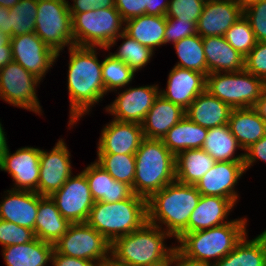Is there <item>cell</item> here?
Returning a JSON list of instances; mask_svg holds the SVG:
<instances>
[{"instance_id":"obj_11","label":"cell","mask_w":266,"mask_h":266,"mask_svg":"<svg viewBox=\"0 0 266 266\" xmlns=\"http://www.w3.org/2000/svg\"><path fill=\"white\" fill-rule=\"evenodd\" d=\"M40 81L34 74L12 61L0 69V98L8 104L40 114L41 107L35 88Z\"/></svg>"},{"instance_id":"obj_8","label":"cell","mask_w":266,"mask_h":266,"mask_svg":"<svg viewBox=\"0 0 266 266\" xmlns=\"http://www.w3.org/2000/svg\"><path fill=\"white\" fill-rule=\"evenodd\" d=\"M266 82L245 69L238 72L209 73L206 91L233 108H250L259 100Z\"/></svg>"},{"instance_id":"obj_54","label":"cell","mask_w":266,"mask_h":266,"mask_svg":"<svg viewBox=\"0 0 266 266\" xmlns=\"http://www.w3.org/2000/svg\"><path fill=\"white\" fill-rule=\"evenodd\" d=\"M253 108L266 121V87L264 88L259 100L255 103Z\"/></svg>"},{"instance_id":"obj_3","label":"cell","mask_w":266,"mask_h":266,"mask_svg":"<svg viewBox=\"0 0 266 266\" xmlns=\"http://www.w3.org/2000/svg\"><path fill=\"white\" fill-rule=\"evenodd\" d=\"M200 197L194 185L175 180L147 199V221L158 227L165 224L164 231L178 239L188 233L189 218Z\"/></svg>"},{"instance_id":"obj_37","label":"cell","mask_w":266,"mask_h":266,"mask_svg":"<svg viewBox=\"0 0 266 266\" xmlns=\"http://www.w3.org/2000/svg\"><path fill=\"white\" fill-rule=\"evenodd\" d=\"M38 0H20L9 9L12 37L35 31Z\"/></svg>"},{"instance_id":"obj_57","label":"cell","mask_w":266,"mask_h":266,"mask_svg":"<svg viewBox=\"0 0 266 266\" xmlns=\"http://www.w3.org/2000/svg\"><path fill=\"white\" fill-rule=\"evenodd\" d=\"M20 0H0V6L10 9L14 7Z\"/></svg>"},{"instance_id":"obj_24","label":"cell","mask_w":266,"mask_h":266,"mask_svg":"<svg viewBox=\"0 0 266 266\" xmlns=\"http://www.w3.org/2000/svg\"><path fill=\"white\" fill-rule=\"evenodd\" d=\"M207 62V75L216 72H238L244 70L243 57L224 36L202 37Z\"/></svg>"},{"instance_id":"obj_21","label":"cell","mask_w":266,"mask_h":266,"mask_svg":"<svg viewBox=\"0 0 266 266\" xmlns=\"http://www.w3.org/2000/svg\"><path fill=\"white\" fill-rule=\"evenodd\" d=\"M5 199L0 203V219L29 228L35 234V220L39 201L44 197L34 191L7 190Z\"/></svg>"},{"instance_id":"obj_13","label":"cell","mask_w":266,"mask_h":266,"mask_svg":"<svg viewBox=\"0 0 266 266\" xmlns=\"http://www.w3.org/2000/svg\"><path fill=\"white\" fill-rule=\"evenodd\" d=\"M13 61L40 80L60 55L48 47L35 32L11 37Z\"/></svg>"},{"instance_id":"obj_17","label":"cell","mask_w":266,"mask_h":266,"mask_svg":"<svg viewBox=\"0 0 266 266\" xmlns=\"http://www.w3.org/2000/svg\"><path fill=\"white\" fill-rule=\"evenodd\" d=\"M244 172V162H216L194 186L201 195L220 196L236 205L238 194L234 186Z\"/></svg>"},{"instance_id":"obj_31","label":"cell","mask_w":266,"mask_h":266,"mask_svg":"<svg viewBox=\"0 0 266 266\" xmlns=\"http://www.w3.org/2000/svg\"><path fill=\"white\" fill-rule=\"evenodd\" d=\"M208 128L197 125L187 116H184L162 138L164 145L176 156L189 149L202 148Z\"/></svg>"},{"instance_id":"obj_40","label":"cell","mask_w":266,"mask_h":266,"mask_svg":"<svg viewBox=\"0 0 266 266\" xmlns=\"http://www.w3.org/2000/svg\"><path fill=\"white\" fill-rule=\"evenodd\" d=\"M224 38L243 57H245L257 43L255 34L244 15L225 32Z\"/></svg>"},{"instance_id":"obj_2","label":"cell","mask_w":266,"mask_h":266,"mask_svg":"<svg viewBox=\"0 0 266 266\" xmlns=\"http://www.w3.org/2000/svg\"><path fill=\"white\" fill-rule=\"evenodd\" d=\"M148 221L130 234L111 243L110 263L114 266H157L170 261L176 247H166L169 233Z\"/></svg>"},{"instance_id":"obj_29","label":"cell","mask_w":266,"mask_h":266,"mask_svg":"<svg viewBox=\"0 0 266 266\" xmlns=\"http://www.w3.org/2000/svg\"><path fill=\"white\" fill-rule=\"evenodd\" d=\"M54 244L35 238L25 244L3 247V257L7 266H46L50 261Z\"/></svg>"},{"instance_id":"obj_36","label":"cell","mask_w":266,"mask_h":266,"mask_svg":"<svg viewBox=\"0 0 266 266\" xmlns=\"http://www.w3.org/2000/svg\"><path fill=\"white\" fill-rule=\"evenodd\" d=\"M97 163L103 167L115 180L134 184L136 161L135 154H97Z\"/></svg>"},{"instance_id":"obj_10","label":"cell","mask_w":266,"mask_h":266,"mask_svg":"<svg viewBox=\"0 0 266 266\" xmlns=\"http://www.w3.org/2000/svg\"><path fill=\"white\" fill-rule=\"evenodd\" d=\"M110 248L109 241L87 222L71 223L54 244V250L59 254L93 261L99 266L110 263Z\"/></svg>"},{"instance_id":"obj_15","label":"cell","mask_w":266,"mask_h":266,"mask_svg":"<svg viewBox=\"0 0 266 266\" xmlns=\"http://www.w3.org/2000/svg\"><path fill=\"white\" fill-rule=\"evenodd\" d=\"M40 153L39 148L23 147L11 154L8 148L1 157L0 170L8 172L13 177L14 190L38 193Z\"/></svg>"},{"instance_id":"obj_48","label":"cell","mask_w":266,"mask_h":266,"mask_svg":"<svg viewBox=\"0 0 266 266\" xmlns=\"http://www.w3.org/2000/svg\"><path fill=\"white\" fill-rule=\"evenodd\" d=\"M244 153V168L245 171L254 163L257 159L266 162V135L253 143Z\"/></svg>"},{"instance_id":"obj_14","label":"cell","mask_w":266,"mask_h":266,"mask_svg":"<svg viewBox=\"0 0 266 266\" xmlns=\"http://www.w3.org/2000/svg\"><path fill=\"white\" fill-rule=\"evenodd\" d=\"M66 143L60 139L55 147L40 153V175L38 181V194L51 196L59 190L67 179L72 175L70 152Z\"/></svg>"},{"instance_id":"obj_51","label":"cell","mask_w":266,"mask_h":266,"mask_svg":"<svg viewBox=\"0 0 266 266\" xmlns=\"http://www.w3.org/2000/svg\"><path fill=\"white\" fill-rule=\"evenodd\" d=\"M175 264L174 266H209L206 264H202L199 262L190 261L188 259H185L182 255H180L177 251L173 253L170 259V266L172 264Z\"/></svg>"},{"instance_id":"obj_52","label":"cell","mask_w":266,"mask_h":266,"mask_svg":"<svg viewBox=\"0 0 266 266\" xmlns=\"http://www.w3.org/2000/svg\"><path fill=\"white\" fill-rule=\"evenodd\" d=\"M0 30L12 37V31L9 29V9L0 6Z\"/></svg>"},{"instance_id":"obj_50","label":"cell","mask_w":266,"mask_h":266,"mask_svg":"<svg viewBox=\"0 0 266 266\" xmlns=\"http://www.w3.org/2000/svg\"><path fill=\"white\" fill-rule=\"evenodd\" d=\"M147 0V15L165 16L167 13L169 1Z\"/></svg>"},{"instance_id":"obj_59","label":"cell","mask_w":266,"mask_h":266,"mask_svg":"<svg viewBox=\"0 0 266 266\" xmlns=\"http://www.w3.org/2000/svg\"><path fill=\"white\" fill-rule=\"evenodd\" d=\"M157 266H170V261H167V262L160 264V265H157Z\"/></svg>"},{"instance_id":"obj_32","label":"cell","mask_w":266,"mask_h":266,"mask_svg":"<svg viewBox=\"0 0 266 266\" xmlns=\"http://www.w3.org/2000/svg\"><path fill=\"white\" fill-rule=\"evenodd\" d=\"M247 235L235 248L210 266H266V230L253 240H246Z\"/></svg>"},{"instance_id":"obj_35","label":"cell","mask_w":266,"mask_h":266,"mask_svg":"<svg viewBox=\"0 0 266 266\" xmlns=\"http://www.w3.org/2000/svg\"><path fill=\"white\" fill-rule=\"evenodd\" d=\"M180 61L175 65L184 69L201 72L207 76V62L202 37L195 34L174 43Z\"/></svg>"},{"instance_id":"obj_20","label":"cell","mask_w":266,"mask_h":266,"mask_svg":"<svg viewBox=\"0 0 266 266\" xmlns=\"http://www.w3.org/2000/svg\"><path fill=\"white\" fill-rule=\"evenodd\" d=\"M206 90V75L174 66L169 73L166 90L159 94L186 110L193 100Z\"/></svg>"},{"instance_id":"obj_5","label":"cell","mask_w":266,"mask_h":266,"mask_svg":"<svg viewBox=\"0 0 266 266\" xmlns=\"http://www.w3.org/2000/svg\"><path fill=\"white\" fill-rule=\"evenodd\" d=\"M133 193L148 199L176 180V156L161 139L144 138L135 152Z\"/></svg>"},{"instance_id":"obj_25","label":"cell","mask_w":266,"mask_h":266,"mask_svg":"<svg viewBox=\"0 0 266 266\" xmlns=\"http://www.w3.org/2000/svg\"><path fill=\"white\" fill-rule=\"evenodd\" d=\"M234 202L220 196L201 195L197 207L189 218L188 233L224 225Z\"/></svg>"},{"instance_id":"obj_38","label":"cell","mask_w":266,"mask_h":266,"mask_svg":"<svg viewBox=\"0 0 266 266\" xmlns=\"http://www.w3.org/2000/svg\"><path fill=\"white\" fill-rule=\"evenodd\" d=\"M118 38L125 39L126 41L120 45L116 53L112 54L115 58L127 64L134 72L147 65L153 56V50L151 48L142 45L124 32L116 40Z\"/></svg>"},{"instance_id":"obj_22","label":"cell","mask_w":266,"mask_h":266,"mask_svg":"<svg viewBox=\"0 0 266 266\" xmlns=\"http://www.w3.org/2000/svg\"><path fill=\"white\" fill-rule=\"evenodd\" d=\"M82 173L86 176L94 202L115 203L134 194L130 185L115 180L96 161L88 165Z\"/></svg>"},{"instance_id":"obj_34","label":"cell","mask_w":266,"mask_h":266,"mask_svg":"<svg viewBox=\"0 0 266 266\" xmlns=\"http://www.w3.org/2000/svg\"><path fill=\"white\" fill-rule=\"evenodd\" d=\"M236 138L231 133L228 124L208 128L202 149L216 162H244V154L235 155L239 148Z\"/></svg>"},{"instance_id":"obj_44","label":"cell","mask_w":266,"mask_h":266,"mask_svg":"<svg viewBox=\"0 0 266 266\" xmlns=\"http://www.w3.org/2000/svg\"><path fill=\"white\" fill-rule=\"evenodd\" d=\"M244 69L266 82V42H257L245 56Z\"/></svg>"},{"instance_id":"obj_19","label":"cell","mask_w":266,"mask_h":266,"mask_svg":"<svg viewBox=\"0 0 266 266\" xmlns=\"http://www.w3.org/2000/svg\"><path fill=\"white\" fill-rule=\"evenodd\" d=\"M243 16V7L234 0H209L205 2L197 23L201 37L224 36L225 32Z\"/></svg>"},{"instance_id":"obj_27","label":"cell","mask_w":266,"mask_h":266,"mask_svg":"<svg viewBox=\"0 0 266 266\" xmlns=\"http://www.w3.org/2000/svg\"><path fill=\"white\" fill-rule=\"evenodd\" d=\"M228 126L242 150H247L266 135V121L253 107L233 108Z\"/></svg>"},{"instance_id":"obj_46","label":"cell","mask_w":266,"mask_h":266,"mask_svg":"<svg viewBox=\"0 0 266 266\" xmlns=\"http://www.w3.org/2000/svg\"><path fill=\"white\" fill-rule=\"evenodd\" d=\"M115 8L124 21L147 15V0H115Z\"/></svg>"},{"instance_id":"obj_28","label":"cell","mask_w":266,"mask_h":266,"mask_svg":"<svg viewBox=\"0 0 266 266\" xmlns=\"http://www.w3.org/2000/svg\"><path fill=\"white\" fill-rule=\"evenodd\" d=\"M70 222L57 209L56 203L50 196H44L39 201L35 220V237L55 244L68 230Z\"/></svg>"},{"instance_id":"obj_7","label":"cell","mask_w":266,"mask_h":266,"mask_svg":"<svg viewBox=\"0 0 266 266\" xmlns=\"http://www.w3.org/2000/svg\"><path fill=\"white\" fill-rule=\"evenodd\" d=\"M70 14L74 46L109 50L111 45L113 47L116 44V38L124 32V20L115 7Z\"/></svg>"},{"instance_id":"obj_60","label":"cell","mask_w":266,"mask_h":266,"mask_svg":"<svg viewBox=\"0 0 266 266\" xmlns=\"http://www.w3.org/2000/svg\"><path fill=\"white\" fill-rule=\"evenodd\" d=\"M104 266H114V265H112L111 263H108V264H106Z\"/></svg>"},{"instance_id":"obj_18","label":"cell","mask_w":266,"mask_h":266,"mask_svg":"<svg viewBox=\"0 0 266 266\" xmlns=\"http://www.w3.org/2000/svg\"><path fill=\"white\" fill-rule=\"evenodd\" d=\"M144 138L141 124L113 119L101 132L97 154H135Z\"/></svg>"},{"instance_id":"obj_16","label":"cell","mask_w":266,"mask_h":266,"mask_svg":"<svg viewBox=\"0 0 266 266\" xmlns=\"http://www.w3.org/2000/svg\"><path fill=\"white\" fill-rule=\"evenodd\" d=\"M159 91L157 85L129 88L118 93L106 111L115 116L114 120L141 124L159 96Z\"/></svg>"},{"instance_id":"obj_55","label":"cell","mask_w":266,"mask_h":266,"mask_svg":"<svg viewBox=\"0 0 266 266\" xmlns=\"http://www.w3.org/2000/svg\"><path fill=\"white\" fill-rule=\"evenodd\" d=\"M5 132L0 123V159L5 154L6 150L9 148L6 142Z\"/></svg>"},{"instance_id":"obj_47","label":"cell","mask_w":266,"mask_h":266,"mask_svg":"<svg viewBox=\"0 0 266 266\" xmlns=\"http://www.w3.org/2000/svg\"><path fill=\"white\" fill-rule=\"evenodd\" d=\"M73 2V6L68 3L70 13H82L115 7V0H73Z\"/></svg>"},{"instance_id":"obj_58","label":"cell","mask_w":266,"mask_h":266,"mask_svg":"<svg viewBox=\"0 0 266 266\" xmlns=\"http://www.w3.org/2000/svg\"><path fill=\"white\" fill-rule=\"evenodd\" d=\"M238 5L245 7L246 5L256 1V0H234Z\"/></svg>"},{"instance_id":"obj_6","label":"cell","mask_w":266,"mask_h":266,"mask_svg":"<svg viewBox=\"0 0 266 266\" xmlns=\"http://www.w3.org/2000/svg\"><path fill=\"white\" fill-rule=\"evenodd\" d=\"M147 222V199L130 198L108 203L94 202L87 223L111 244L115 239L141 228Z\"/></svg>"},{"instance_id":"obj_1","label":"cell","mask_w":266,"mask_h":266,"mask_svg":"<svg viewBox=\"0 0 266 266\" xmlns=\"http://www.w3.org/2000/svg\"><path fill=\"white\" fill-rule=\"evenodd\" d=\"M68 91L70 102L69 125H74L90 107L106 94L102 80V61L96 47H69Z\"/></svg>"},{"instance_id":"obj_12","label":"cell","mask_w":266,"mask_h":266,"mask_svg":"<svg viewBox=\"0 0 266 266\" xmlns=\"http://www.w3.org/2000/svg\"><path fill=\"white\" fill-rule=\"evenodd\" d=\"M50 197L56 203L61 215L70 223L87 222L94 205L89 184L82 172L74 177L71 175Z\"/></svg>"},{"instance_id":"obj_30","label":"cell","mask_w":266,"mask_h":266,"mask_svg":"<svg viewBox=\"0 0 266 266\" xmlns=\"http://www.w3.org/2000/svg\"><path fill=\"white\" fill-rule=\"evenodd\" d=\"M124 33L151 48L164 44L166 16L141 15L124 21Z\"/></svg>"},{"instance_id":"obj_23","label":"cell","mask_w":266,"mask_h":266,"mask_svg":"<svg viewBox=\"0 0 266 266\" xmlns=\"http://www.w3.org/2000/svg\"><path fill=\"white\" fill-rule=\"evenodd\" d=\"M184 116L186 112L181 106L166 100L159 94L141 123L144 137L162 140Z\"/></svg>"},{"instance_id":"obj_4","label":"cell","mask_w":266,"mask_h":266,"mask_svg":"<svg viewBox=\"0 0 266 266\" xmlns=\"http://www.w3.org/2000/svg\"><path fill=\"white\" fill-rule=\"evenodd\" d=\"M247 220L236 219L206 230L183 233L177 241L176 251L185 259L211 265L229 254L243 239L246 232Z\"/></svg>"},{"instance_id":"obj_9","label":"cell","mask_w":266,"mask_h":266,"mask_svg":"<svg viewBox=\"0 0 266 266\" xmlns=\"http://www.w3.org/2000/svg\"><path fill=\"white\" fill-rule=\"evenodd\" d=\"M34 32L56 53H60L65 46H74L68 1L38 0Z\"/></svg>"},{"instance_id":"obj_49","label":"cell","mask_w":266,"mask_h":266,"mask_svg":"<svg viewBox=\"0 0 266 266\" xmlns=\"http://www.w3.org/2000/svg\"><path fill=\"white\" fill-rule=\"evenodd\" d=\"M51 262L53 266H99L93 261L69 257L59 254L55 250H53Z\"/></svg>"},{"instance_id":"obj_33","label":"cell","mask_w":266,"mask_h":266,"mask_svg":"<svg viewBox=\"0 0 266 266\" xmlns=\"http://www.w3.org/2000/svg\"><path fill=\"white\" fill-rule=\"evenodd\" d=\"M215 163L202 148L181 151L176 155V181L195 185Z\"/></svg>"},{"instance_id":"obj_26","label":"cell","mask_w":266,"mask_h":266,"mask_svg":"<svg viewBox=\"0 0 266 266\" xmlns=\"http://www.w3.org/2000/svg\"><path fill=\"white\" fill-rule=\"evenodd\" d=\"M232 108L211 95L208 91L200 93L185 110L186 116L205 128L228 124Z\"/></svg>"},{"instance_id":"obj_41","label":"cell","mask_w":266,"mask_h":266,"mask_svg":"<svg viewBox=\"0 0 266 266\" xmlns=\"http://www.w3.org/2000/svg\"><path fill=\"white\" fill-rule=\"evenodd\" d=\"M205 1L201 0H171L169 1L166 18L198 23Z\"/></svg>"},{"instance_id":"obj_53","label":"cell","mask_w":266,"mask_h":266,"mask_svg":"<svg viewBox=\"0 0 266 266\" xmlns=\"http://www.w3.org/2000/svg\"><path fill=\"white\" fill-rule=\"evenodd\" d=\"M13 61L11 45L0 47V69Z\"/></svg>"},{"instance_id":"obj_56","label":"cell","mask_w":266,"mask_h":266,"mask_svg":"<svg viewBox=\"0 0 266 266\" xmlns=\"http://www.w3.org/2000/svg\"><path fill=\"white\" fill-rule=\"evenodd\" d=\"M4 45H11V36L0 30V47Z\"/></svg>"},{"instance_id":"obj_42","label":"cell","mask_w":266,"mask_h":266,"mask_svg":"<svg viewBox=\"0 0 266 266\" xmlns=\"http://www.w3.org/2000/svg\"><path fill=\"white\" fill-rule=\"evenodd\" d=\"M257 42H266V0H256L243 7Z\"/></svg>"},{"instance_id":"obj_45","label":"cell","mask_w":266,"mask_h":266,"mask_svg":"<svg viewBox=\"0 0 266 266\" xmlns=\"http://www.w3.org/2000/svg\"><path fill=\"white\" fill-rule=\"evenodd\" d=\"M197 34V24L191 21L166 18V29L164 33V44L176 43L183 38Z\"/></svg>"},{"instance_id":"obj_39","label":"cell","mask_w":266,"mask_h":266,"mask_svg":"<svg viewBox=\"0 0 266 266\" xmlns=\"http://www.w3.org/2000/svg\"><path fill=\"white\" fill-rule=\"evenodd\" d=\"M135 72L112 53L102 61V80L106 93L125 87L132 81Z\"/></svg>"},{"instance_id":"obj_43","label":"cell","mask_w":266,"mask_h":266,"mask_svg":"<svg viewBox=\"0 0 266 266\" xmlns=\"http://www.w3.org/2000/svg\"><path fill=\"white\" fill-rule=\"evenodd\" d=\"M35 238L33 230L0 219V244L3 247L25 244Z\"/></svg>"}]
</instances>
